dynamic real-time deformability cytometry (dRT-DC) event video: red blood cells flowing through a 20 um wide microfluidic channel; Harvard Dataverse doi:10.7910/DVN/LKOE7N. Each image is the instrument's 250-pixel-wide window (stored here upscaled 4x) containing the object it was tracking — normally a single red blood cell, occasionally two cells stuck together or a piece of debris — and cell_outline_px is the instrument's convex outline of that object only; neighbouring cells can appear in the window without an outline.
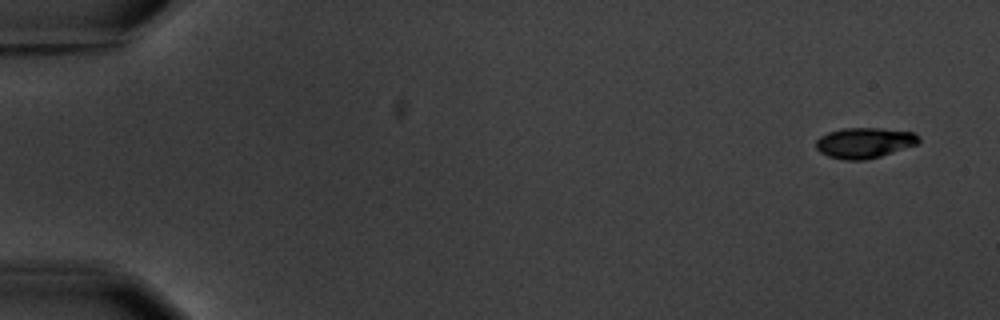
{"species": "common noctule bat (a hibernating species)", "species_latin": "Nyctalus noctula", "temperature_condition": "warm", "stored_images_in_passage": 6, "segment_of_instrument_passage": [1, 2], "camera_frame_rate_fps": 3000, "um_per_image_px": 0.085, "animal": {"sex": "male", "body_mass_g": 20.1, "forearm_length_mm": 53.5}, "frame": {"image": 1, "passage_image": 1, "time_ms": 0.0, "image_size_px": [1000, 320], "cell_outline_px": [[920, 140], [916, 144], [880, 156], [864, 160], [844, 160], [828, 156], [820, 152], [816, 148], [816, 140], [820, 136], [828, 132], [844, 128], [884, 128], [916, 132], [920, 136]], "centroid_in_image_um": [73.48, 12.12], "position_along_channel_um": 11.5, "area_um2": 18.32}}
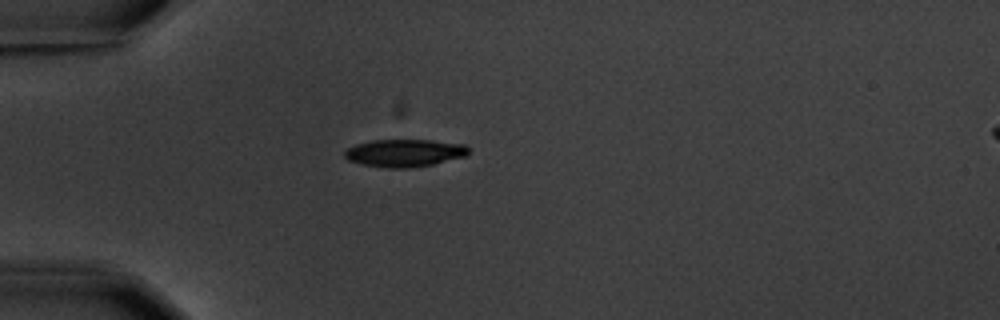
{"frame": {"image": 2, "passage_image": 5, "time_ms": 4.667, "image_size_px": [1000, 320], "cell_outline_px": [[468, 156], [432, 164], [412, 168], [388, 168], [360, 164], [348, 160], [344, 156], [344, 152], [348, 148], [356, 144], [372, 140], [432, 140], [464, 144], [468, 148]], "centroid_in_image_um": [34.38, 13.0], "position_along_channel_um": 50.6, "area_um2": 20.0}}